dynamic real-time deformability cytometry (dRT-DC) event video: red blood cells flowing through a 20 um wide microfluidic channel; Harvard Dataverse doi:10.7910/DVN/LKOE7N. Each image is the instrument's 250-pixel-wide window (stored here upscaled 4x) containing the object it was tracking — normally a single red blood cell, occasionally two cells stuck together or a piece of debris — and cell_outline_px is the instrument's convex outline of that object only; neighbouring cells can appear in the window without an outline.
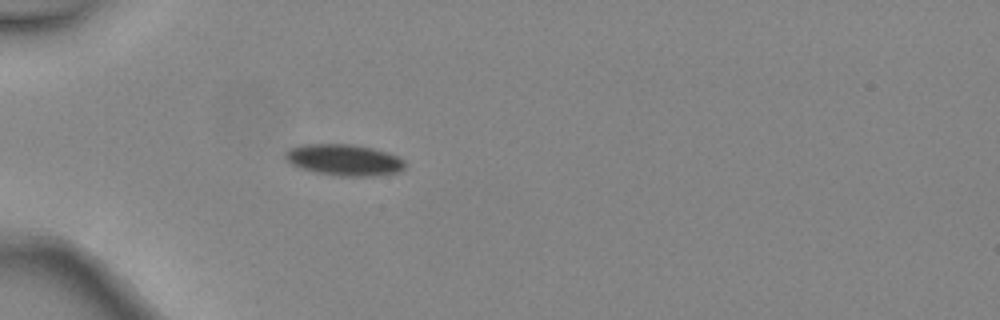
{"species": "common noctule bat (a hibernating species)", "species_latin": "Nyctalus noctula", "temperature_condition": "warm", "stored_images_in_passage": 4, "camera_frame_rate_fps": 3000, "um_per_image_px": 0.085, "animal": {"sex": "female", "body_mass_g": 24.6, "forearm_length_mm": 56.2}, "frame": {"image": 1, "passage_image": 4, "time_ms": 1.0, "image_size_px": [1000, 320], "cell_outline_px": [[404, 168], [400, 172], [372, 176], [340, 176], [316, 172], [300, 168], [292, 164], [284, 156], [284, 152], [288, 148], [300, 144], [352, 144], [372, 148], [388, 152], [404, 160]], "centroid_in_image_um": [29.23, 13.58], "position_along_channel_um": 55.8, "area_um2": 21.91}}